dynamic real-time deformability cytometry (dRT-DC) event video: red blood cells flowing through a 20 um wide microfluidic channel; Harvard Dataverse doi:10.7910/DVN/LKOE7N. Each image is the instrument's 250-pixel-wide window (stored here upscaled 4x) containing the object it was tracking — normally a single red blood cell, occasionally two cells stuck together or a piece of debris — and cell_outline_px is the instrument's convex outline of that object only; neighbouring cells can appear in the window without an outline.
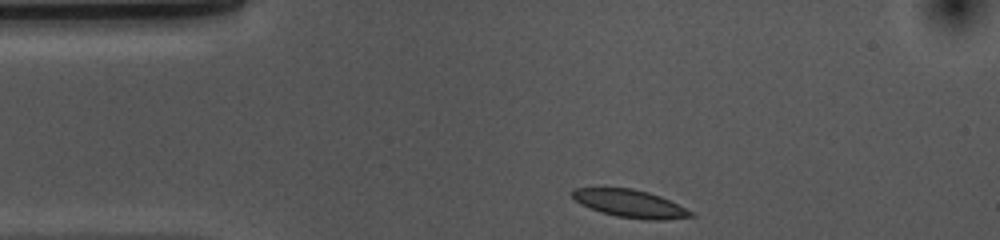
{"species": "common noctule bat (a hibernating species)", "species_latin": "Nyctalus noctula", "temperature_condition": "cold", "stored_images_in_passage": 33, "camera_frame_rate_fps": 3000, "um_per_image_px": 0.085, "animal": {"sex": "female", "body_mass_g": 10.0, "forearm_length_mm": 53.1}, "frame": {"image": 1, "passage_image": 1, "time_ms": 0.0, "image_size_px": [1000, 240], "cell_outline_px": [[696, 216], [664, 220], [648, 220], [616, 216], [600, 212], [580, 204], [572, 196], [572, 188], [632, 188], [648, 192], [660, 196], [692, 212]], "centroid_in_image_um": [53.53, 17.31], "position_along_channel_um": 31.5, "area_um2": 18.96}}
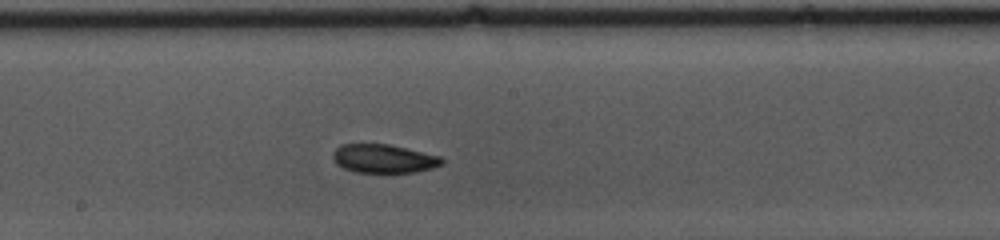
{"frame": {"image": 2, "passage_image": 19, "time_ms": 6.0, "image_size_px": [1000, 240], "cell_outline_px": [[444, 164], [432, 168], [416, 172], [356, 172], [344, 168], [336, 164], [332, 160], [332, 152], [340, 144], [388, 144], [440, 156], [444, 160]], "centroid_in_image_um": [32.59, 13.48], "position_along_channel_um": 215.6, "area_um2": 18.21}}
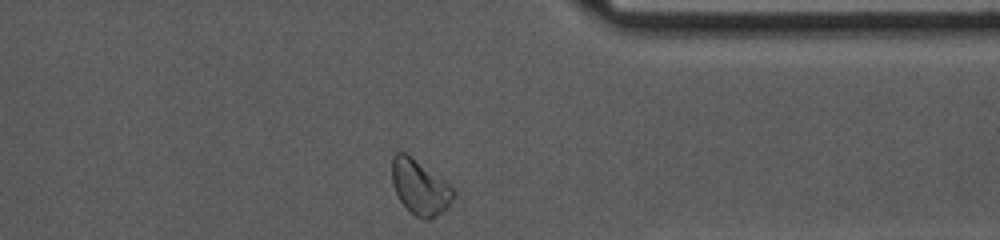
{"frame": {"image": 3, "passage_image": 33, "time_ms": 10.667, "image_size_px": [1000, 240], "cell_outline_px": [[456, 196], [436, 216], [428, 220], [424, 220], [416, 216], [400, 200], [392, 184], [392, 156], [396, 152], [404, 152], [412, 156], [448, 184], [456, 192]], "centroid_in_image_um": [35.67, 15.89], "position_along_channel_um": 375.7, "area_um2": 19.25}, "authors_computed_cell_mechanics": {"area_um2": 18.9584, "velocity_mm_per_s": 3.6297, "shape_relaxation_time_tau1_ms": 3.9049, "shape_relaxation_time_tau2_ms": null, "deformation_change_tau1": 0.0866, "deformation_change_tau2": null}}